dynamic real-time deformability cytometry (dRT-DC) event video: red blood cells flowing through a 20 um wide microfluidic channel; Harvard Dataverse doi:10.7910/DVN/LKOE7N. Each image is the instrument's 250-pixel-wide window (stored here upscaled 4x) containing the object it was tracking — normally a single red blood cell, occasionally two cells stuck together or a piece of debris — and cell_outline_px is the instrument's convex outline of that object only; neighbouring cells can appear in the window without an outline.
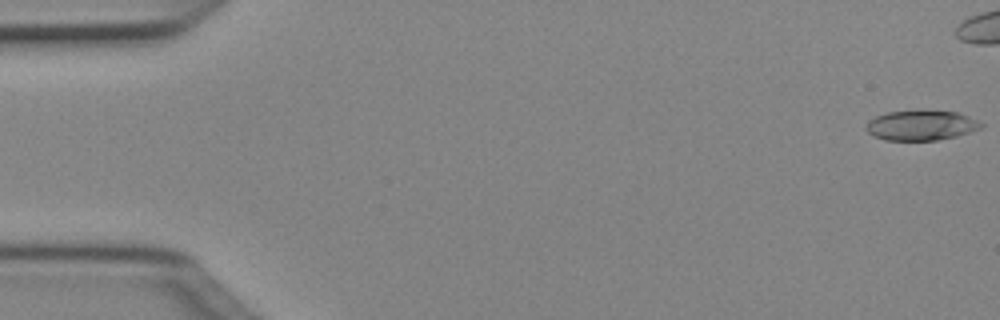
{"species": "Egyptian fruit bat (a non-hibernating species)", "species_latin": "Rousettus aegyptiacus", "temperature_condition": "cold", "stored_images_in_passage": 41, "camera_frame_rate_fps": 3000, "um_per_image_px": 0.085, "animal": {"sex": "female"}, "frame": {"image": 1, "passage_image": 1, "time_ms": 0.0, "image_size_px": [1000, 320], "cell_outline_px": [[984, 128], [956, 136], [936, 140], [884, 140], [872, 136], [864, 128], [868, 120], [876, 116], [888, 112], [960, 112], [984, 124]], "centroid_in_image_um": [78.29, 10.68], "position_along_channel_um": 6.7, "area_um2": 19.83}}
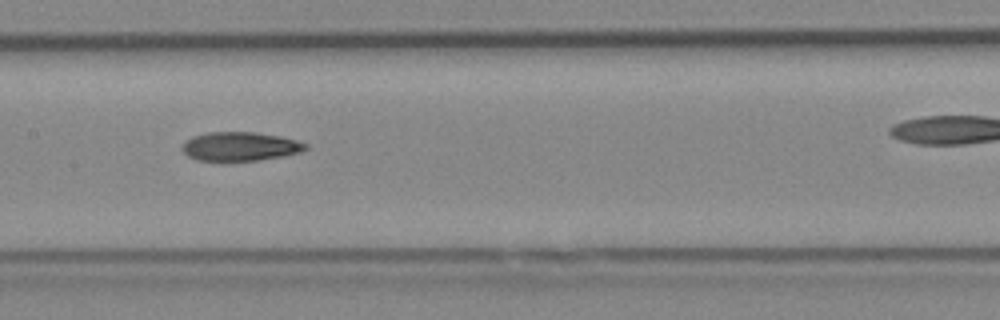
{"frame": {"image": 2, "passage_image": 25, "time_ms": 8.0, "image_size_px": [1000, 320], "cell_outline_px": [[308, 148], [300, 152], [284, 156], [256, 160], [220, 164], [196, 160], [188, 156], [180, 148], [192, 136], [208, 132], [256, 132], [280, 136], [296, 140], [308, 144]], "centroid_in_image_um": [20.37, 12.49], "position_along_channel_um": 187.0, "area_um2": 21.5}}
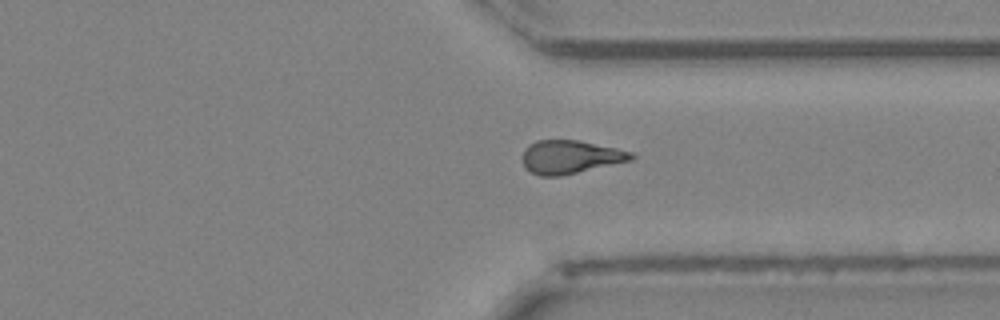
{"frame": {"image": 3, "passage_image": 38, "time_ms": 12.333, "image_size_px": [1000, 320], "cell_outline_px": [[636, 156], [632, 160], [560, 176], [540, 176], [524, 168], [520, 160], [520, 156], [524, 148], [528, 144], [536, 140], [576, 140], [616, 148], [632, 152]], "centroid_in_image_um": [48.4, 13.34], "position_along_channel_um": 363.0, "area_um2": 21.33}}